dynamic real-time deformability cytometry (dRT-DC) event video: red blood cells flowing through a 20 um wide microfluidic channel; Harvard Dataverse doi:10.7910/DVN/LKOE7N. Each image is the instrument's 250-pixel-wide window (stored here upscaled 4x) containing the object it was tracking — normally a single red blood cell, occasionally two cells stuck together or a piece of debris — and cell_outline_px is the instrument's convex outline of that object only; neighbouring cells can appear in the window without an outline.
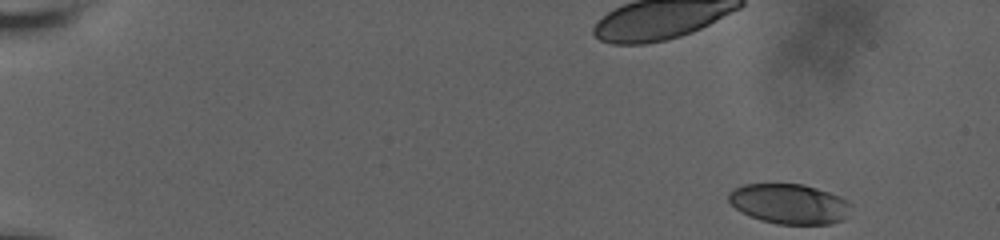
{"species": "human", "species_latin": "Homo sapiens", "temperature_condition": "room temperature", "stored_images_in_passage": 12, "camera_frame_rate_fps": 3000, "um_per_image_px": 0.085, "donor": {"sex": "male"}, "frame": {"image": 1, "passage_image": 1, "time_ms": 0.0, "image_size_px": [1000, 240], "cell_outline_px": [[852, 204], [844, 220], [832, 224], [776, 224], [760, 220], [740, 212], [728, 200], [728, 192], [732, 188], [744, 184], [804, 184], [840, 196], [848, 200]], "centroid_in_image_um": [67.09, 17.33], "position_along_channel_um": 17.9, "area_um2": 28.78}}
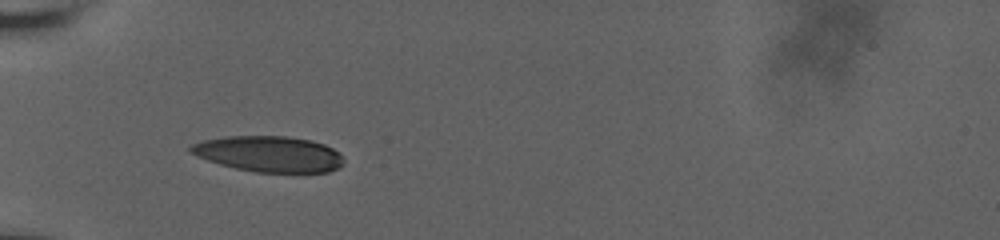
{"frame": {"image": 2, "passage_image": 9, "time_ms": 5.333, "image_size_px": [1000, 240], "cell_outline_px": [[344, 164], [328, 172], [256, 172], [236, 168], [220, 164], [196, 156], [188, 148], [192, 144], [204, 140], [224, 136], [288, 136], [312, 140], [324, 144], [340, 152], [344, 160]], "centroid_in_image_um": [22.89, 13.08], "position_along_channel_um": 62.1, "area_um2": 31.96}}
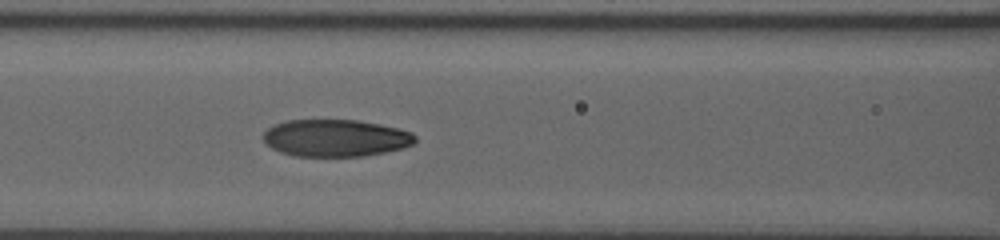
{"frame": {"image": 3, "passage_image": 12, "time_ms": 7.667, "image_size_px": [1000, 240], "cell_outline_px": [[416, 140], [412, 144], [404, 148], [364, 156], [296, 156], [280, 152], [272, 148], [264, 140], [264, 132], [268, 128], [276, 124], [288, 120], [360, 120], [380, 124], [412, 132], [416, 136]], "centroid_in_image_um": [28.55, 11.73], "position_along_channel_um": 138.1, "area_um2": 32.77}}